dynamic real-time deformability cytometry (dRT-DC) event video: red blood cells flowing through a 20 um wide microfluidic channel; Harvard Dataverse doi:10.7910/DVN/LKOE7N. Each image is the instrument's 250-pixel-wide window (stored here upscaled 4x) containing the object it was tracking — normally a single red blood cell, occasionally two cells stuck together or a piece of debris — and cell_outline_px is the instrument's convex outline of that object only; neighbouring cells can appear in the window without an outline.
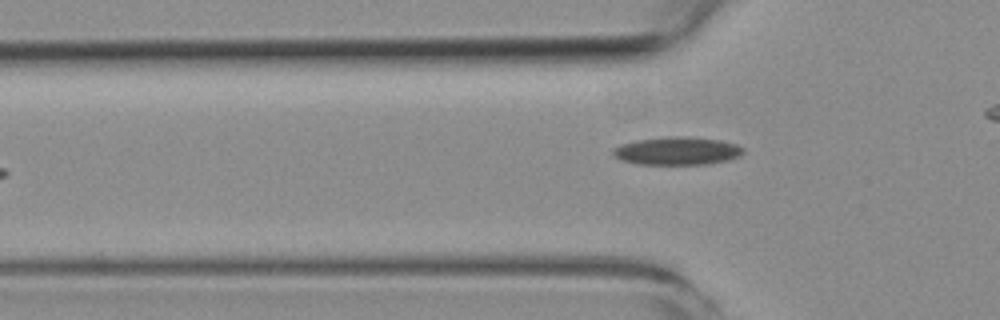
{"species": "common noctule bat (a hibernating species)", "species_latin": "Nyctalus noctula", "temperature_condition": "room temperature", "stored_images_in_passage": 6, "camera_frame_rate_fps": 3000, "um_per_image_px": 0.085, "animal": {"sex": "female", "body_mass_g": 19.3, "forearm_length_mm": 54.1}, "frame": {"image": 1, "passage_image": 6, "time_ms": 7.0, "image_size_px": [1000, 320], "cell_outline_px": [[744, 152], [740, 156], [728, 160], [708, 164], [636, 164], [620, 160], [612, 156], [612, 148], [620, 144], [636, 140], [684, 136], [720, 140], [736, 144], [744, 148]], "centroid_in_image_um": [57.53, 12.84], "position_along_channel_um": 68.3, "area_um2": 21.27}}